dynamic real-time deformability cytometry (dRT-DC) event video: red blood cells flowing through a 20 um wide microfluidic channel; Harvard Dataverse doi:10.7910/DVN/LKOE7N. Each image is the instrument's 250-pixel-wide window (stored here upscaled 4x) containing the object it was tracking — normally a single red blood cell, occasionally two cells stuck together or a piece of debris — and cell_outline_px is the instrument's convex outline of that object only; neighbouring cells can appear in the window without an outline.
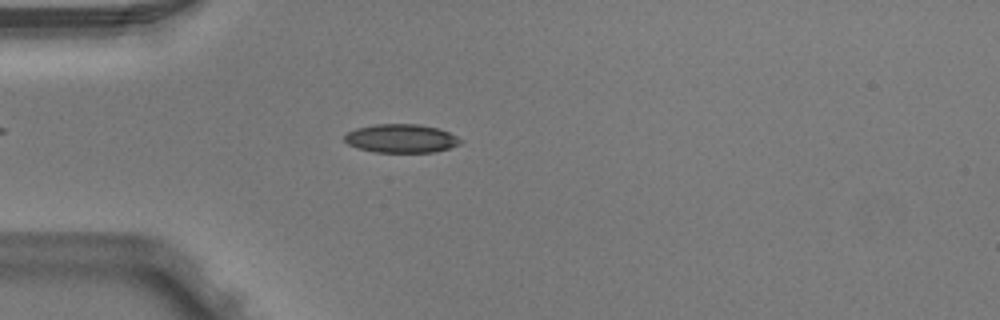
{"species": "Egyptian fruit bat (a non-hibernating species)", "species_latin": "Rousettus aegyptiacus", "temperature_condition": "warm", "stored_images_in_passage": 2, "camera_frame_rate_fps": 3000, "um_per_image_px": 0.085, "animal": {"sex": "male"}, "frame": {"image": 1, "passage_image": 2, "time_ms": 0.333, "image_size_px": [1000, 320], "cell_outline_px": [[464, 140], [460, 144], [448, 148], [432, 152], [376, 152], [356, 148], [348, 144], [344, 140], [344, 136], [348, 132], [356, 128], [376, 124], [416, 124], [436, 128], [448, 132]], "centroid_in_image_um": [34.08, 11.77], "position_along_channel_um": 50.9, "area_um2": 19.19}}